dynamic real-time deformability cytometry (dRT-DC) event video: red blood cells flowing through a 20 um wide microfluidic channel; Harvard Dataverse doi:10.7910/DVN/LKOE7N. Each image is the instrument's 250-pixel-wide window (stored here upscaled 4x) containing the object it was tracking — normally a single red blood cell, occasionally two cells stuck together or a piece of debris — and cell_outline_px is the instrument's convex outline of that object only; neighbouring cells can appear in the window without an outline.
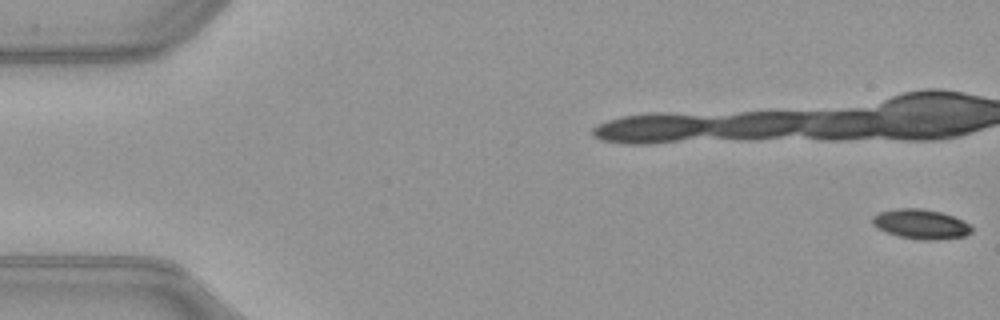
{"species": "common noctule bat (a hibernating species)", "species_latin": "Nyctalus noctula", "temperature_condition": "warm", "stored_images_in_passage": 12, "camera_frame_rate_fps": 3000, "um_per_image_px": 0.085, "animal": {"sex": "female", "body_mass_g": 21.9}, "frame": {"image": 1, "passage_image": 1, "time_ms": 0.0, "image_size_px": [1000, 320], "cell_outline_px": [[972, 232], [964, 236], [940, 240], [924, 240], [900, 236], [876, 228], [872, 224], [872, 216], [880, 212], [896, 208], [920, 208], [940, 212], [952, 216], [968, 224], [972, 228]], "centroid_in_image_um": [78.25, 19.05], "position_along_channel_um": 6.8, "area_um2": 16.99}}